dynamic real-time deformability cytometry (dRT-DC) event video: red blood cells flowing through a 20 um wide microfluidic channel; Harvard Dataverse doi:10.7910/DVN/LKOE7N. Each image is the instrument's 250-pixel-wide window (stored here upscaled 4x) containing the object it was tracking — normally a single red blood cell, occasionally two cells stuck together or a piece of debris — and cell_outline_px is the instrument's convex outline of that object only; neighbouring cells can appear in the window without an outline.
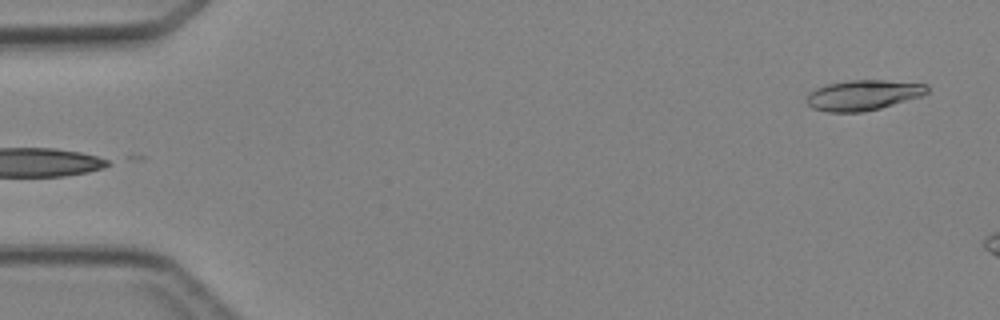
{"species": "Egyptian fruit bat (a non-hibernating species)", "species_latin": "Rousettus aegyptiacus", "temperature_condition": "cold", "stored_images_in_passage": 4, "segment_of_instrument_passage": [2, 2], "camera_frame_rate_fps": 3000, "um_per_image_px": 0.085, "animal": {"sex": "female"}, "frame": {"image": 1, "passage_image": 4, "time_ms": 3.667, "image_size_px": [1000, 320], "cell_outline_px": [[928, 92], [920, 96], [880, 108], [864, 112], [828, 112], [812, 108], [808, 104], [808, 96], [816, 88], [828, 84], [848, 80], [884, 80], [928, 84]], "centroid_in_image_um": [73.38, 8.08], "position_along_channel_um": 11.6, "area_um2": 21.04}}